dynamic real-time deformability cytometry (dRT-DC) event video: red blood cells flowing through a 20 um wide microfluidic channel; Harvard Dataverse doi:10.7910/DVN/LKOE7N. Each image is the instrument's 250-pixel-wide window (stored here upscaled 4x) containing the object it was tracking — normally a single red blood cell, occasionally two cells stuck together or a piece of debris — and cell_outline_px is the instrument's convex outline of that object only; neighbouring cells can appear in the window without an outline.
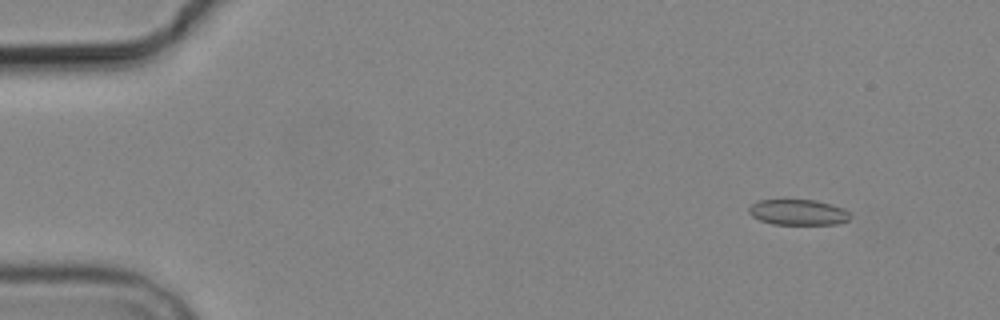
{"species": "common noctule bat (a hibernating species)", "species_latin": "Nyctalus noctula", "temperature_condition": "cold", "stored_images_in_passage": 4, "camera_frame_rate_fps": 3000, "um_per_image_px": 0.085, "animal": {"sex": "male", "body_mass_g": 19.2, "forearm_length_mm": 51.8}, "frame": {"image": 1, "passage_image": 1, "time_ms": 0.0, "image_size_px": [1000, 320], "cell_outline_px": [[852, 216], [848, 220], [836, 224], [772, 224], [760, 220], [752, 216], [748, 212], [748, 208], [756, 200], [816, 200], [844, 208], [852, 212]], "centroid_in_image_um": [67.86, 18.04], "position_along_channel_um": 17.1, "area_um2": 15.26}}
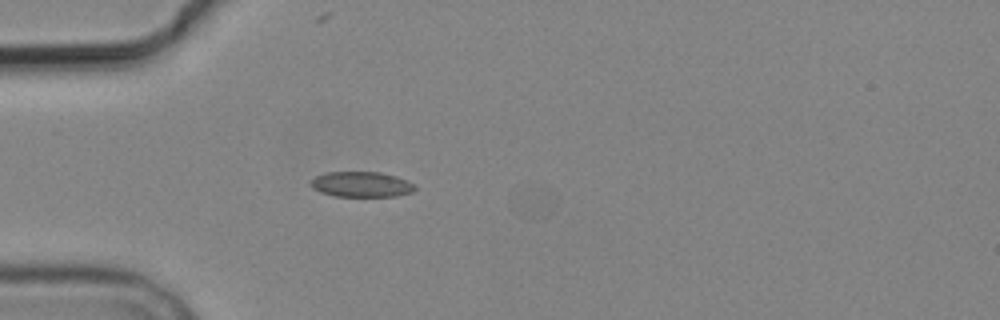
{"frame": {"image": 2, "passage_image": 4, "time_ms": 3.667, "image_size_px": [1000, 320], "cell_outline_px": [[416, 188], [412, 192], [396, 196], [336, 196], [320, 192], [312, 188], [312, 180], [316, 176], [324, 172], [380, 172], [396, 176], [412, 184]], "centroid_in_image_um": [30.7, 15.67], "position_along_channel_um": 54.3, "area_um2": 15.2}}